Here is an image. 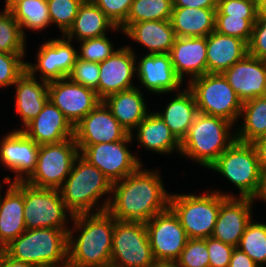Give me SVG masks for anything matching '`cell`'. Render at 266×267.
<instances>
[{
  "label": "cell",
  "mask_w": 266,
  "mask_h": 267,
  "mask_svg": "<svg viewBox=\"0 0 266 267\" xmlns=\"http://www.w3.org/2000/svg\"><path fill=\"white\" fill-rule=\"evenodd\" d=\"M79 154L74 138L40 145L36 167L25 182L35 187L59 189Z\"/></svg>",
  "instance_id": "cell-9"
},
{
  "label": "cell",
  "mask_w": 266,
  "mask_h": 267,
  "mask_svg": "<svg viewBox=\"0 0 266 267\" xmlns=\"http://www.w3.org/2000/svg\"><path fill=\"white\" fill-rule=\"evenodd\" d=\"M134 130L139 146L160 154L169 155L174 149L180 153V142L156 112H149Z\"/></svg>",
  "instance_id": "cell-32"
},
{
  "label": "cell",
  "mask_w": 266,
  "mask_h": 267,
  "mask_svg": "<svg viewBox=\"0 0 266 267\" xmlns=\"http://www.w3.org/2000/svg\"><path fill=\"white\" fill-rule=\"evenodd\" d=\"M119 30L106 14L92 1L84 0L80 5L74 23L64 34L71 40H83L98 38L106 35V30Z\"/></svg>",
  "instance_id": "cell-29"
},
{
  "label": "cell",
  "mask_w": 266,
  "mask_h": 267,
  "mask_svg": "<svg viewBox=\"0 0 266 267\" xmlns=\"http://www.w3.org/2000/svg\"><path fill=\"white\" fill-rule=\"evenodd\" d=\"M216 9L173 7L170 21L176 37H207L215 30Z\"/></svg>",
  "instance_id": "cell-30"
},
{
  "label": "cell",
  "mask_w": 266,
  "mask_h": 267,
  "mask_svg": "<svg viewBox=\"0 0 266 267\" xmlns=\"http://www.w3.org/2000/svg\"><path fill=\"white\" fill-rule=\"evenodd\" d=\"M1 197L0 184V250L26 230L24 220V181L6 183Z\"/></svg>",
  "instance_id": "cell-24"
},
{
  "label": "cell",
  "mask_w": 266,
  "mask_h": 267,
  "mask_svg": "<svg viewBox=\"0 0 266 267\" xmlns=\"http://www.w3.org/2000/svg\"><path fill=\"white\" fill-rule=\"evenodd\" d=\"M204 239L209 255V267H229L235 247L212 237Z\"/></svg>",
  "instance_id": "cell-46"
},
{
  "label": "cell",
  "mask_w": 266,
  "mask_h": 267,
  "mask_svg": "<svg viewBox=\"0 0 266 267\" xmlns=\"http://www.w3.org/2000/svg\"><path fill=\"white\" fill-rule=\"evenodd\" d=\"M99 72L98 62H89L77 57L68 78L75 83L95 90L98 95Z\"/></svg>",
  "instance_id": "cell-43"
},
{
  "label": "cell",
  "mask_w": 266,
  "mask_h": 267,
  "mask_svg": "<svg viewBox=\"0 0 266 267\" xmlns=\"http://www.w3.org/2000/svg\"><path fill=\"white\" fill-rule=\"evenodd\" d=\"M102 101L129 134H132V131L149 114L144 96L137 86L113 93Z\"/></svg>",
  "instance_id": "cell-26"
},
{
  "label": "cell",
  "mask_w": 266,
  "mask_h": 267,
  "mask_svg": "<svg viewBox=\"0 0 266 267\" xmlns=\"http://www.w3.org/2000/svg\"><path fill=\"white\" fill-rule=\"evenodd\" d=\"M115 24L120 27L127 19L134 0H92Z\"/></svg>",
  "instance_id": "cell-45"
},
{
  "label": "cell",
  "mask_w": 266,
  "mask_h": 267,
  "mask_svg": "<svg viewBox=\"0 0 266 267\" xmlns=\"http://www.w3.org/2000/svg\"><path fill=\"white\" fill-rule=\"evenodd\" d=\"M242 116L244 123L235 133L237 141L251 143L266 137V96L244 102L240 117Z\"/></svg>",
  "instance_id": "cell-33"
},
{
  "label": "cell",
  "mask_w": 266,
  "mask_h": 267,
  "mask_svg": "<svg viewBox=\"0 0 266 267\" xmlns=\"http://www.w3.org/2000/svg\"><path fill=\"white\" fill-rule=\"evenodd\" d=\"M257 15L266 18V0H257Z\"/></svg>",
  "instance_id": "cell-53"
},
{
  "label": "cell",
  "mask_w": 266,
  "mask_h": 267,
  "mask_svg": "<svg viewBox=\"0 0 266 267\" xmlns=\"http://www.w3.org/2000/svg\"><path fill=\"white\" fill-rule=\"evenodd\" d=\"M48 96L73 126L102 101L95 90L75 83L68 77L48 82Z\"/></svg>",
  "instance_id": "cell-14"
},
{
  "label": "cell",
  "mask_w": 266,
  "mask_h": 267,
  "mask_svg": "<svg viewBox=\"0 0 266 267\" xmlns=\"http://www.w3.org/2000/svg\"><path fill=\"white\" fill-rule=\"evenodd\" d=\"M144 222L117 221L115 219L111 266L156 267Z\"/></svg>",
  "instance_id": "cell-10"
},
{
  "label": "cell",
  "mask_w": 266,
  "mask_h": 267,
  "mask_svg": "<svg viewBox=\"0 0 266 267\" xmlns=\"http://www.w3.org/2000/svg\"><path fill=\"white\" fill-rule=\"evenodd\" d=\"M222 74L243 103L266 96L265 60L247 54Z\"/></svg>",
  "instance_id": "cell-19"
},
{
  "label": "cell",
  "mask_w": 266,
  "mask_h": 267,
  "mask_svg": "<svg viewBox=\"0 0 266 267\" xmlns=\"http://www.w3.org/2000/svg\"><path fill=\"white\" fill-rule=\"evenodd\" d=\"M84 0H47L51 24L55 23L64 35L74 23Z\"/></svg>",
  "instance_id": "cell-38"
},
{
  "label": "cell",
  "mask_w": 266,
  "mask_h": 267,
  "mask_svg": "<svg viewBox=\"0 0 266 267\" xmlns=\"http://www.w3.org/2000/svg\"><path fill=\"white\" fill-rule=\"evenodd\" d=\"M67 216L74 217L66 208L59 189L35 187L24 181L26 229L57 228L68 233Z\"/></svg>",
  "instance_id": "cell-11"
},
{
  "label": "cell",
  "mask_w": 266,
  "mask_h": 267,
  "mask_svg": "<svg viewBox=\"0 0 266 267\" xmlns=\"http://www.w3.org/2000/svg\"><path fill=\"white\" fill-rule=\"evenodd\" d=\"M232 125L224 118L198 113L180 143V154L209 168L236 140L235 132L230 133Z\"/></svg>",
  "instance_id": "cell-5"
},
{
  "label": "cell",
  "mask_w": 266,
  "mask_h": 267,
  "mask_svg": "<svg viewBox=\"0 0 266 267\" xmlns=\"http://www.w3.org/2000/svg\"><path fill=\"white\" fill-rule=\"evenodd\" d=\"M78 58L89 62H103L116 50L111 41L105 36L80 41Z\"/></svg>",
  "instance_id": "cell-42"
},
{
  "label": "cell",
  "mask_w": 266,
  "mask_h": 267,
  "mask_svg": "<svg viewBox=\"0 0 266 267\" xmlns=\"http://www.w3.org/2000/svg\"><path fill=\"white\" fill-rule=\"evenodd\" d=\"M24 57L25 53H4L0 51V87L13 86L26 71Z\"/></svg>",
  "instance_id": "cell-41"
},
{
  "label": "cell",
  "mask_w": 266,
  "mask_h": 267,
  "mask_svg": "<svg viewBox=\"0 0 266 267\" xmlns=\"http://www.w3.org/2000/svg\"><path fill=\"white\" fill-rule=\"evenodd\" d=\"M26 37L22 33L13 13L0 12V51L4 53H25Z\"/></svg>",
  "instance_id": "cell-37"
},
{
  "label": "cell",
  "mask_w": 266,
  "mask_h": 267,
  "mask_svg": "<svg viewBox=\"0 0 266 267\" xmlns=\"http://www.w3.org/2000/svg\"><path fill=\"white\" fill-rule=\"evenodd\" d=\"M19 130L39 146L74 138V126L50 100L25 128Z\"/></svg>",
  "instance_id": "cell-21"
},
{
  "label": "cell",
  "mask_w": 266,
  "mask_h": 267,
  "mask_svg": "<svg viewBox=\"0 0 266 267\" xmlns=\"http://www.w3.org/2000/svg\"><path fill=\"white\" fill-rule=\"evenodd\" d=\"M207 73H223L248 54V43L217 31L207 36Z\"/></svg>",
  "instance_id": "cell-25"
},
{
  "label": "cell",
  "mask_w": 266,
  "mask_h": 267,
  "mask_svg": "<svg viewBox=\"0 0 266 267\" xmlns=\"http://www.w3.org/2000/svg\"><path fill=\"white\" fill-rule=\"evenodd\" d=\"M145 226L156 263L174 264L189 239L178 216L168 207Z\"/></svg>",
  "instance_id": "cell-13"
},
{
  "label": "cell",
  "mask_w": 266,
  "mask_h": 267,
  "mask_svg": "<svg viewBox=\"0 0 266 267\" xmlns=\"http://www.w3.org/2000/svg\"><path fill=\"white\" fill-rule=\"evenodd\" d=\"M174 265L177 267H209L206 240L189 238Z\"/></svg>",
  "instance_id": "cell-40"
},
{
  "label": "cell",
  "mask_w": 266,
  "mask_h": 267,
  "mask_svg": "<svg viewBox=\"0 0 266 267\" xmlns=\"http://www.w3.org/2000/svg\"><path fill=\"white\" fill-rule=\"evenodd\" d=\"M257 19H243L231 15H216L215 31L220 34L236 37L249 43L253 25Z\"/></svg>",
  "instance_id": "cell-39"
},
{
  "label": "cell",
  "mask_w": 266,
  "mask_h": 267,
  "mask_svg": "<svg viewBox=\"0 0 266 267\" xmlns=\"http://www.w3.org/2000/svg\"><path fill=\"white\" fill-rule=\"evenodd\" d=\"M229 267H260L245 252L235 247Z\"/></svg>",
  "instance_id": "cell-48"
},
{
  "label": "cell",
  "mask_w": 266,
  "mask_h": 267,
  "mask_svg": "<svg viewBox=\"0 0 266 267\" xmlns=\"http://www.w3.org/2000/svg\"><path fill=\"white\" fill-rule=\"evenodd\" d=\"M123 33L147 47V54H169L176 39L170 20L133 23Z\"/></svg>",
  "instance_id": "cell-27"
},
{
  "label": "cell",
  "mask_w": 266,
  "mask_h": 267,
  "mask_svg": "<svg viewBox=\"0 0 266 267\" xmlns=\"http://www.w3.org/2000/svg\"><path fill=\"white\" fill-rule=\"evenodd\" d=\"M156 267H177L174 264H158Z\"/></svg>",
  "instance_id": "cell-55"
},
{
  "label": "cell",
  "mask_w": 266,
  "mask_h": 267,
  "mask_svg": "<svg viewBox=\"0 0 266 267\" xmlns=\"http://www.w3.org/2000/svg\"><path fill=\"white\" fill-rule=\"evenodd\" d=\"M136 53L130 46H123L103 62L99 63L98 97L104 100L107 96L133 87L136 71Z\"/></svg>",
  "instance_id": "cell-18"
},
{
  "label": "cell",
  "mask_w": 266,
  "mask_h": 267,
  "mask_svg": "<svg viewBox=\"0 0 266 267\" xmlns=\"http://www.w3.org/2000/svg\"><path fill=\"white\" fill-rule=\"evenodd\" d=\"M248 54L266 61V18L257 17L253 25Z\"/></svg>",
  "instance_id": "cell-47"
},
{
  "label": "cell",
  "mask_w": 266,
  "mask_h": 267,
  "mask_svg": "<svg viewBox=\"0 0 266 267\" xmlns=\"http://www.w3.org/2000/svg\"><path fill=\"white\" fill-rule=\"evenodd\" d=\"M251 198L227 197L220 205L212 238L237 247L252 220Z\"/></svg>",
  "instance_id": "cell-20"
},
{
  "label": "cell",
  "mask_w": 266,
  "mask_h": 267,
  "mask_svg": "<svg viewBox=\"0 0 266 267\" xmlns=\"http://www.w3.org/2000/svg\"><path fill=\"white\" fill-rule=\"evenodd\" d=\"M112 185L104 173L79 154L59 191L66 208L75 216L103 211L98 202L105 194H111Z\"/></svg>",
  "instance_id": "cell-4"
},
{
  "label": "cell",
  "mask_w": 266,
  "mask_h": 267,
  "mask_svg": "<svg viewBox=\"0 0 266 267\" xmlns=\"http://www.w3.org/2000/svg\"><path fill=\"white\" fill-rule=\"evenodd\" d=\"M23 1L24 0H6L4 10L11 12L19 3Z\"/></svg>",
  "instance_id": "cell-54"
},
{
  "label": "cell",
  "mask_w": 266,
  "mask_h": 267,
  "mask_svg": "<svg viewBox=\"0 0 266 267\" xmlns=\"http://www.w3.org/2000/svg\"><path fill=\"white\" fill-rule=\"evenodd\" d=\"M156 113L181 143L199 112L195 97L187 87L186 90L176 92L175 97L167 104L164 112L159 111Z\"/></svg>",
  "instance_id": "cell-31"
},
{
  "label": "cell",
  "mask_w": 266,
  "mask_h": 267,
  "mask_svg": "<svg viewBox=\"0 0 266 267\" xmlns=\"http://www.w3.org/2000/svg\"><path fill=\"white\" fill-rule=\"evenodd\" d=\"M157 170L142 165L122 180L113 182L109 197L102 204L117 221L148 222L169 207L167 193ZM112 197V198H111Z\"/></svg>",
  "instance_id": "cell-1"
},
{
  "label": "cell",
  "mask_w": 266,
  "mask_h": 267,
  "mask_svg": "<svg viewBox=\"0 0 266 267\" xmlns=\"http://www.w3.org/2000/svg\"><path fill=\"white\" fill-rule=\"evenodd\" d=\"M62 39H49L44 42L37 53V63L26 62V70L33 76L40 71L43 81L51 82L69 76L78 54L71 40L64 35Z\"/></svg>",
  "instance_id": "cell-15"
},
{
  "label": "cell",
  "mask_w": 266,
  "mask_h": 267,
  "mask_svg": "<svg viewBox=\"0 0 266 267\" xmlns=\"http://www.w3.org/2000/svg\"><path fill=\"white\" fill-rule=\"evenodd\" d=\"M245 252L258 266L266 264V224L251 220L237 246Z\"/></svg>",
  "instance_id": "cell-36"
},
{
  "label": "cell",
  "mask_w": 266,
  "mask_h": 267,
  "mask_svg": "<svg viewBox=\"0 0 266 267\" xmlns=\"http://www.w3.org/2000/svg\"><path fill=\"white\" fill-rule=\"evenodd\" d=\"M173 0H134L126 21L119 27L125 31L131 24L150 20H170Z\"/></svg>",
  "instance_id": "cell-34"
},
{
  "label": "cell",
  "mask_w": 266,
  "mask_h": 267,
  "mask_svg": "<svg viewBox=\"0 0 266 267\" xmlns=\"http://www.w3.org/2000/svg\"><path fill=\"white\" fill-rule=\"evenodd\" d=\"M71 221L74 229L68 231L67 267L110 266L115 218L105 210L78 214ZM76 229L80 230L77 238L73 234Z\"/></svg>",
  "instance_id": "cell-2"
},
{
  "label": "cell",
  "mask_w": 266,
  "mask_h": 267,
  "mask_svg": "<svg viewBox=\"0 0 266 267\" xmlns=\"http://www.w3.org/2000/svg\"><path fill=\"white\" fill-rule=\"evenodd\" d=\"M128 134L103 101L74 126L77 145L121 141Z\"/></svg>",
  "instance_id": "cell-17"
},
{
  "label": "cell",
  "mask_w": 266,
  "mask_h": 267,
  "mask_svg": "<svg viewBox=\"0 0 266 267\" xmlns=\"http://www.w3.org/2000/svg\"><path fill=\"white\" fill-rule=\"evenodd\" d=\"M136 65V75L149 92L164 94L179 90L182 80L176 75L169 54H146Z\"/></svg>",
  "instance_id": "cell-22"
},
{
  "label": "cell",
  "mask_w": 266,
  "mask_h": 267,
  "mask_svg": "<svg viewBox=\"0 0 266 267\" xmlns=\"http://www.w3.org/2000/svg\"><path fill=\"white\" fill-rule=\"evenodd\" d=\"M68 233L57 228L26 229L2 250L35 267L68 266Z\"/></svg>",
  "instance_id": "cell-3"
},
{
  "label": "cell",
  "mask_w": 266,
  "mask_h": 267,
  "mask_svg": "<svg viewBox=\"0 0 266 267\" xmlns=\"http://www.w3.org/2000/svg\"><path fill=\"white\" fill-rule=\"evenodd\" d=\"M38 150L39 145L22 130H15L4 136L0 142V162L16 175L12 181L6 176L3 182L25 181L36 167Z\"/></svg>",
  "instance_id": "cell-16"
},
{
  "label": "cell",
  "mask_w": 266,
  "mask_h": 267,
  "mask_svg": "<svg viewBox=\"0 0 266 267\" xmlns=\"http://www.w3.org/2000/svg\"><path fill=\"white\" fill-rule=\"evenodd\" d=\"M216 15H231L243 19H257L256 0H218Z\"/></svg>",
  "instance_id": "cell-44"
},
{
  "label": "cell",
  "mask_w": 266,
  "mask_h": 267,
  "mask_svg": "<svg viewBox=\"0 0 266 267\" xmlns=\"http://www.w3.org/2000/svg\"><path fill=\"white\" fill-rule=\"evenodd\" d=\"M0 267H35L32 264L17 261L8 256L3 250H0Z\"/></svg>",
  "instance_id": "cell-51"
},
{
  "label": "cell",
  "mask_w": 266,
  "mask_h": 267,
  "mask_svg": "<svg viewBox=\"0 0 266 267\" xmlns=\"http://www.w3.org/2000/svg\"><path fill=\"white\" fill-rule=\"evenodd\" d=\"M218 0H173V7L217 8Z\"/></svg>",
  "instance_id": "cell-49"
},
{
  "label": "cell",
  "mask_w": 266,
  "mask_h": 267,
  "mask_svg": "<svg viewBox=\"0 0 266 267\" xmlns=\"http://www.w3.org/2000/svg\"><path fill=\"white\" fill-rule=\"evenodd\" d=\"M207 37H176L169 52L176 75L191 79L207 74Z\"/></svg>",
  "instance_id": "cell-23"
},
{
  "label": "cell",
  "mask_w": 266,
  "mask_h": 267,
  "mask_svg": "<svg viewBox=\"0 0 266 267\" xmlns=\"http://www.w3.org/2000/svg\"><path fill=\"white\" fill-rule=\"evenodd\" d=\"M134 134H128L123 140L94 145H77L80 155L97 167L109 180L117 182L134 173L142 162L128 149L127 144Z\"/></svg>",
  "instance_id": "cell-12"
},
{
  "label": "cell",
  "mask_w": 266,
  "mask_h": 267,
  "mask_svg": "<svg viewBox=\"0 0 266 267\" xmlns=\"http://www.w3.org/2000/svg\"><path fill=\"white\" fill-rule=\"evenodd\" d=\"M256 199H261L262 201L264 200L266 202V170L261 171L258 187L254 195L251 197L253 203Z\"/></svg>",
  "instance_id": "cell-52"
},
{
  "label": "cell",
  "mask_w": 266,
  "mask_h": 267,
  "mask_svg": "<svg viewBox=\"0 0 266 267\" xmlns=\"http://www.w3.org/2000/svg\"><path fill=\"white\" fill-rule=\"evenodd\" d=\"M227 197H239L221 191L195 194H170L169 207L178 216L188 238L211 237L221 203Z\"/></svg>",
  "instance_id": "cell-6"
},
{
  "label": "cell",
  "mask_w": 266,
  "mask_h": 267,
  "mask_svg": "<svg viewBox=\"0 0 266 267\" xmlns=\"http://www.w3.org/2000/svg\"><path fill=\"white\" fill-rule=\"evenodd\" d=\"M250 144L255 150L261 170H266V137L256 139Z\"/></svg>",
  "instance_id": "cell-50"
},
{
  "label": "cell",
  "mask_w": 266,
  "mask_h": 267,
  "mask_svg": "<svg viewBox=\"0 0 266 267\" xmlns=\"http://www.w3.org/2000/svg\"><path fill=\"white\" fill-rule=\"evenodd\" d=\"M192 91L198 112L217 116L235 123L241 115L243 102L221 73H207L191 79Z\"/></svg>",
  "instance_id": "cell-7"
},
{
  "label": "cell",
  "mask_w": 266,
  "mask_h": 267,
  "mask_svg": "<svg viewBox=\"0 0 266 267\" xmlns=\"http://www.w3.org/2000/svg\"><path fill=\"white\" fill-rule=\"evenodd\" d=\"M42 81V82H41ZM16 87V112L21 116L25 127L43 109L48 96V82L37 81L27 70L17 79Z\"/></svg>",
  "instance_id": "cell-28"
},
{
  "label": "cell",
  "mask_w": 266,
  "mask_h": 267,
  "mask_svg": "<svg viewBox=\"0 0 266 267\" xmlns=\"http://www.w3.org/2000/svg\"><path fill=\"white\" fill-rule=\"evenodd\" d=\"M232 182L240 198H251L258 187L261 168L253 146L235 140L208 168Z\"/></svg>",
  "instance_id": "cell-8"
},
{
  "label": "cell",
  "mask_w": 266,
  "mask_h": 267,
  "mask_svg": "<svg viewBox=\"0 0 266 267\" xmlns=\"http://www.w3.org/2000/svg\"><path fill=\"white\" fill-rule=\"evenodd\" d=\"M11 12L25 37L24 28L39 31L46 29L51 24L47 0H24Z\"/></svg>",
  "instance_id": "cell-35"
}]
</instances>
